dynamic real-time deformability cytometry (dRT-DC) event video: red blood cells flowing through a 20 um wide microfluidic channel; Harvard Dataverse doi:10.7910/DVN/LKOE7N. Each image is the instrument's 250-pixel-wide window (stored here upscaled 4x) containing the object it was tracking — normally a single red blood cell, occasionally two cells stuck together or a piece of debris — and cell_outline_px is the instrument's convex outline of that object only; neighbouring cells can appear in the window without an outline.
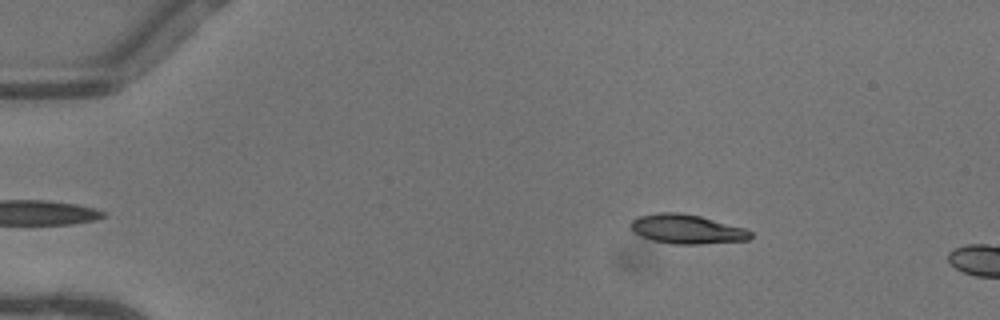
{"species": "common noctule bat (a hibernating species)", "species_latin": "Nyctalus noctula", "temperature_condition": "warm", "stored_images_in_passage": 7, "camera_frame_rate_fps": 3000, "um_per_image_px": 0.085, "animal": {"sex": "female"}, "frame": {"image": 1, "passage_image": 3, "time_ms": 0.667, "image_size_px": [1000, 320], "cell_outline_px": [[752, 236], [748, 240], [700, 244], [672, 244], [656, 240], [644, 236], [636, 232], [632, 228], [632, 220], [640, 216], [656, 212], [680, 212], [700, 216], [744, 228], [752, 232]], "centroid_in_image_um": [58.43, 19.46], "position_along_channel_um": 26.6, "area_um2": 20.06}}